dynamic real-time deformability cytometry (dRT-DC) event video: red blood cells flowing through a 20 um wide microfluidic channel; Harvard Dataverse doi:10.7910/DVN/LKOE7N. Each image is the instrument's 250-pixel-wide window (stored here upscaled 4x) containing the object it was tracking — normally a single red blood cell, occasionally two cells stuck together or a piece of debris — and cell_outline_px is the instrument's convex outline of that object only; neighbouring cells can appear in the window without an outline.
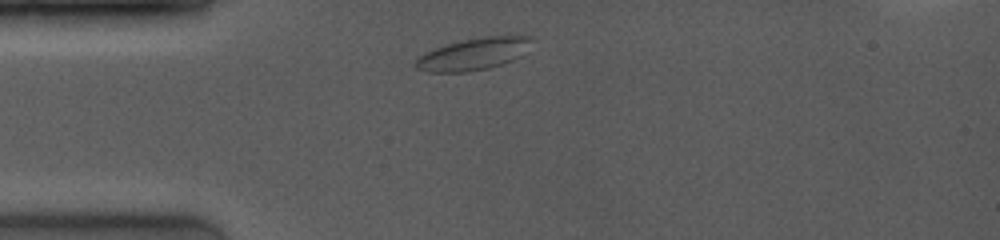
{"species": "common noctule bat (a hibernating species)", "species_latin": "Nyctalus noctula", "temperature_condition": "room temperature", "stored_images_in_passage": 9, "camera_frame_rate_fps": 4000, "um_per_image_px": 0.085, "animal": {"sex": "female", "body_mass_g": 19.0, "forearm_length_mm": 53.3}, "frame": {"image": 1, "passage_image": 1, "time_ms": 0.0, "image_size_px": [1000, 240], "cell_outline_px": [[532, 40], [520, 56], [504, 64], [488, 68], [464, 72], [428, 72], [416, 68], [412, 64], [424, 52], [432, 48], [444, 44], [464, 40], [488, 36], [532, 36]], "centroid_in_image_um": [40.18, 4.6], "position_along_channel_um": 44.8, "area_um2": 21.56}}